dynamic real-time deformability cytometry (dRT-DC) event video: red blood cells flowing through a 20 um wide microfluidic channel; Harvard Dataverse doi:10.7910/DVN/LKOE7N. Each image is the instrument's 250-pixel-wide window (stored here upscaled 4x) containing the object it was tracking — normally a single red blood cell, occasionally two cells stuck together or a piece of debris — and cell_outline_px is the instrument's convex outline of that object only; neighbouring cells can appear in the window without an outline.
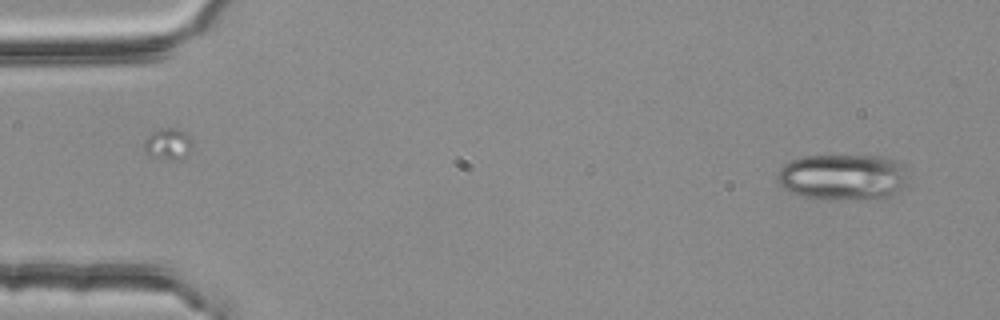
{"species": "common noctule bat (a hibernating species)", "species_latin": "Nyctalus noctula", "temperature_condition": "room temperature", "stored_images_in_passage": 2, "camera_frame_rate_fps": 3000, "um_per_image_px": 0.085, "animal": {"sex": "female", "body_mass_g": 25.1}, "frame": {"image": 1, "passage_image": 2, "time_ms": 0.333, "image_size_px": [1000, 320], "cell_outline_px": [[912, 180], [896, 192], [888, 196], [800, 196], [788, 192], [776, 180], [776, 172], [788, 160], [804, 156], [876, 156], [892, 160], [900, 164]], "centroid_in_image_um": [71.58, 14.98], "position_along_channel_um": 13.4, "area_um2": 33.93}}